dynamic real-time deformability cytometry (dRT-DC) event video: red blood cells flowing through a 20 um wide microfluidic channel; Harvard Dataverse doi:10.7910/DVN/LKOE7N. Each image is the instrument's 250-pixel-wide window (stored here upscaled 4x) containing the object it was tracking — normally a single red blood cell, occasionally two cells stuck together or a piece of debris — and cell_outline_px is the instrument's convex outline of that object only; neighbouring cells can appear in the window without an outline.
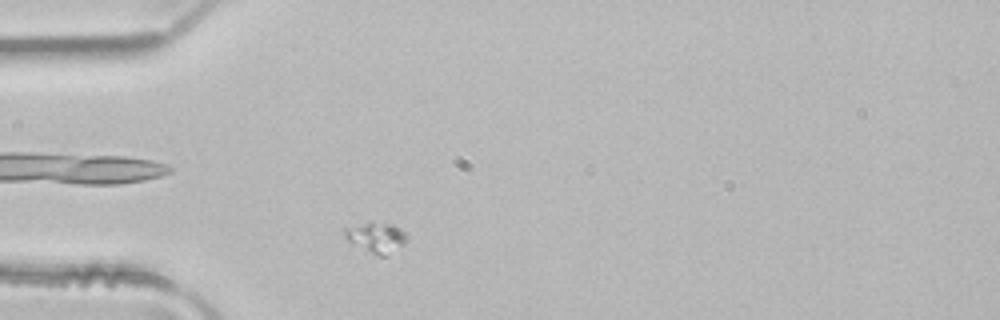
{"species": "common noctule bat (a hibernating species)", "species_latin": "Nyctalus noctula", "temperature_condition": "room temperature", "stored_images_in_passage": 3, "camera_frame_rate_fps": 3000, "um_per_image_px": 0.085, "animal": {"sex": "male", "body_mass_g": 21.5, "forearm_length_mm": 52.0}, "frame": {"image": 1, "passage_image": 3, "time_ms": 0.667, "image_size_px": [1000, 320], "cell_outline_px": [[408, 240], [404, 244], [388, 256], [380, 256], [348, 240], [344, 236], [344, 228], [364, 224], [392, 224], [400, 228], [408, 236]], "centroid_in_image_um": [32.05, 20.21], "position_along_channel_um": 52.9, "area_um2": 10.46}}